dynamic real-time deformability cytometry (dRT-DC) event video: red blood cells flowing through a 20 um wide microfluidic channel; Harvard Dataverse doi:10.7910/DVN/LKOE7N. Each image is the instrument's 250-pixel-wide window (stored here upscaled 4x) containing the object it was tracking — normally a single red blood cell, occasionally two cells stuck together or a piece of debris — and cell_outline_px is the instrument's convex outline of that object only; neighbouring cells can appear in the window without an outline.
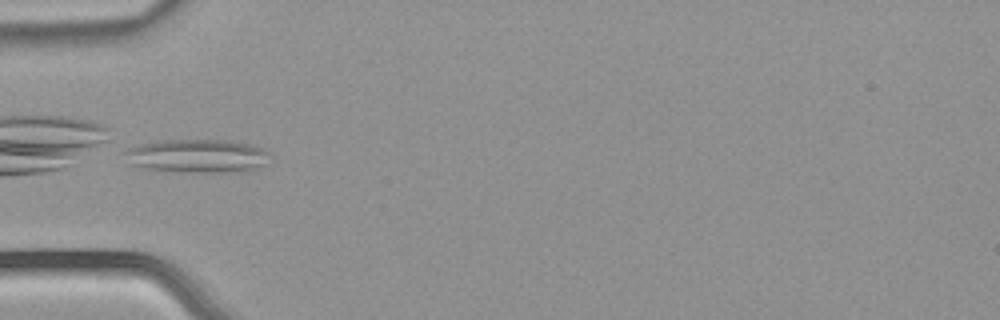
{"species": "common noctule bat (a hibernating species)", "species_latin": "Nyctalus noctula", "temperature_condition": "warm", "stored_images_in_passage": 6, "camera_frame_rate_fps": 3000, "um_per_image_px": 0.085, "animal": {"sex": "male", "body_mass_g": 21.5, "forearm_length_mm": 52.0}, "frame": {"image": 1, "passage_image": 5, "time_ms": 1.333, "image_size_px": [1000, 320], "cell_outline_px": [[268, 152], [264, 164], [256, 168], [244, 172], [188, 172], [140, 168], [124, 164], [120, 152], [124, 148], [156, 140], [228, 140], [248, 144], [260, 148]], "centroid_in_image_um": [16.57, 13.26], "position_along_channel_um": 68.4, "area_um2": 28.9}}